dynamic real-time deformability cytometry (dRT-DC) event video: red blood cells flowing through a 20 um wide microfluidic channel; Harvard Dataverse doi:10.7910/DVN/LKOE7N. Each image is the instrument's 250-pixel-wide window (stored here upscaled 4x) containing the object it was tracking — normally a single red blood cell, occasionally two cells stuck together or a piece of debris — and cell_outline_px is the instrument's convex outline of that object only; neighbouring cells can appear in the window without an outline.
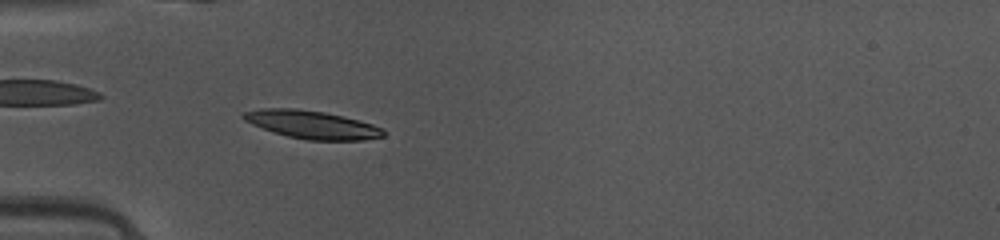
{"species": "common noctule bat (a hibernating species)", "species_latin": "Nyctalus noctula", "temperature_condition": "warm", "stored_images_in_passage": 35, "camera_frame_rate_fps": 3000, "um_per_image_px": 0.085, "animal": {"sex": "female", "body_mass_g": 10.0, "forearm_length_mm": 53.1}, "frame": {"image": 1, "passage_image": 2, "time_ms": 0.333, "image_size_px": [1000, 240], "cell_outline_px": [[384, 136], [364, 140], [308, 140], [288, 136], [252, 124], [244, 120], [240, 116], [244, 112], [260, 108], [296, 108], [324, 112], [344, 116], [372, 124], [384, 128]], "centroid_in_image_um": [26.53, 10.58], "position_along_channel_um": 58.5, "area_um2": 22.77}}
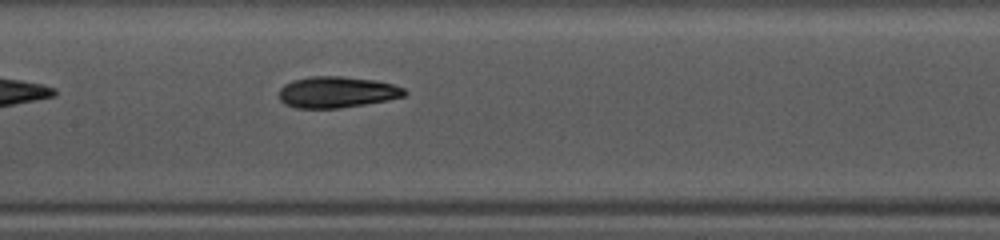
{"frame": {"image": 2, "passage_image": 11, "time_ms": 3.333, "image_size_px": [1000, 240], "cell_outline_px": [[408, 92], [404, 96], [388, 100], [340, 108], [296, 108], [284, 104], [280, 100], [280, 88], [284, 84], [292, 80], [312, 76], [340, 76], [372, 80], [392, 84], [404, 88]], "centroid_in_image_um": [28.61, 7.83], "position_along_channel_um": 178.8, "area_um2": 22.77}}
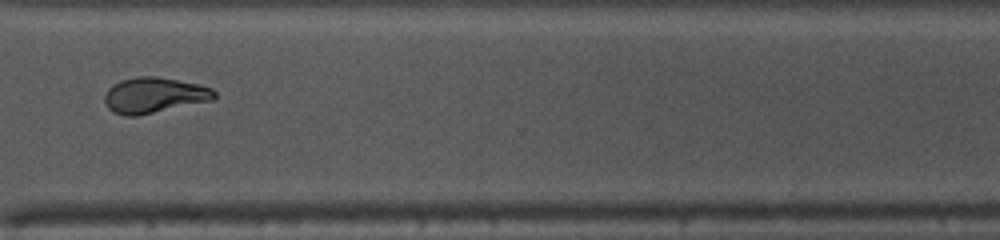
{"frame": {"image": 3, "passage_image": 24, "time_ms": 7.667, "image_size_px": [1000, 240], "cell_outline_px": [[216, 96], [212, 100], [136, 116], [124, 116], [108, 108], [104, 100], [104, 96], [108, 88], [112, 84], [120, 80], [136, 76], [156, 76], [200, 84], [212, 88], [216, 92]], "centroid_in_image_um": [13.09, 8.08], "position_along_channel_um": 357.5, "area_um2": 22.77}, "authors_computed_cell_mechanics": {"area_um2": 22.542, "velocity_mm_per_s": 4.137, "shape_relaxation_time_tau1_ms": 3.7445, "shape_relaxation_time_tau2_ms": 2.2884, "deformation_change_tau1": 0.1701, "deformation_change_tau2": 0.085}}